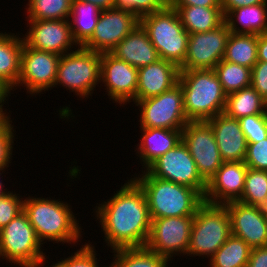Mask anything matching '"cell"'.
I'll return each mask as SVG.
<instances>
[{
  "label": "cell",
  "instance_id": "cell-1",
  "mask_svg": "<svg viewBox=\"0 0 267 267\" xmlns=\"http://www.w3.org/2000/svg\"><path fill=\"white\" fill-rule=\"evenodd\" d=\"M110 199L95 207L105 243L112 250L145 247L151 229L146 197L132 179L124 183Z\"/></svg>",
  "mask_w": 267,
  "mask_h": 267
},
{
  "label": "cell",
  "instance_id": "cell-2",
  "mask_svg": "<svg viewBox=\"0 0 267 267\" xmlns=\"http://www.w3.org/2000/svg\"><path fill=\"white\" fill-rule=\"evenodd\" d=\"M58 200L29 196L24 199L23 211L42 244L47 240L53 244H78L82 238L79 220L68 203Z\"/></svg>",
  "mask_w": 267,
  "mask_h": 267
},
{
  "label": "cell",
  "instance_id": "cell-3",
  "mask_svg": "<svg viewBox=\"0 0 267 267\" xmlns=\"http://www.w3.org/2000/svg\"><path fill=\"white\" fill-rule=\"evenodd\" d=\"M132 178L143 190L151 219L194 216L204 203L195 189L152 176L146 170Z\"/></svg>",
  "mask_w": 267,
  "mask_h": 267
},
{
  "label": "cell",
  "instance_id": "cell-4",
  "mask_svg": "<svg viewBox=\"0 0 267 267\" xmlns=\"http://www.w3.org/2000/svg\"><path fill=\"white\" fill-rule=\"evenodd\" d=\"M178 83L188 122L208 121L224 112L227 95L213 69L180 70Z\"/></svg>",
  "mask_w": 267,
  "mask_h": 267
},
{
  "label": "cell",
  "instance_id": "cell-5",
  "mask_svg": "<svg viewBox=\"0 0 267 267\" xmlns=\"http://www.w3.org/2000/svg\"><path fill=\"white\" fill-rule=\"evenodd\" d=\"M139 24L147 32L160 59L180 68L187 54L189 33L184 29L177 11L167 4L162 10L144 16Z\"/></svg>",
  "mask_w": 267,
  "mask_h": 267
},
{
  "label": "cell",
  "instance_id": "cell-6",
  "mask_svg": "<svg viewBox=\"0 0 267 267\" xmlns=\"http://www.w3.org/2000/svg\"><path fill=\"white\" fill-rule=\"evenodd\" d=\"M231 235L227 207L204 202L194 215L186 256L211 258Z\"/></svg>",
  "mask_w": 267,
  "mask_h": 267
},
{
  "label": "cell",
  "instance_id": "cell-7",
  "mask_svg": "<svg viewBox=\"0 0 267 267\" xmlns=\"http://www.w3.org/2000/svg\"><path fill=\"white\" fill-rule=\"evenodd\" d=\"M74 49L61 55L54 87L60 84L59 86L62 85L69 92H74L79 98L88 99L96 85L101 83V53L82 46Z\"/></svg>",
  "mask_w": 267,
  "mask_h": 267
},
{
  "label": "cell",
  "instance_id": "cell-8",
  "mask_svg": "<svg viewBox=\"0 0 267 267\" xmlns=\"http://www.w3.org/2000/svg\"><path fill=\"white\" fill-rule=\"evenodd\" d=\"M43 244L24 211L0 230V260L26 267L45 255Z\"/></svg>",
  "mask_w": 267,
  "mask_h": 267
},
{
  "label": "cell",
  "instance_id": "cell-9",
  "mask_svg": "<svg viewBox=\"0 0 267 267\" xmlns=\"http://www.w3.org/2000/svg\"><path fill=\"white\" fill-rule=\"evenodd\" d=\"M134 104L140 111L139 128L183 130L188 123L184 110L183 90L179 83L160 95L135 100Z\"/></svg>",
  "mask_w": 267,
  "mask_h": 267
},
{
  "label": "cell",
  "instance_id": "cell-10",
  "mask_svg": "<svg viewBox=\"0 0 267 267\" xmlns=\"http://www.w3.org/2000/svg\"><path fill=\"white\" fill-rule=\"evenodd\" d=\"M194 216L151 219L146 248L172 263L173 255H186Z\"/></svg>",
  "mask_w": 267,
  "mask_h": 267
},
{
  "label": "cell",
  "instance_id": "cell-11",
  "mask_svg": "<svg viewBox=\"0 0 267 267\" xmlns=\"http://www.w3.org/2000/svg\"><path fill=\"white\" fill-rule=\"evenodd\" d=\"M146 171L154 177L191 187L203 197L206 192L207 182L198 173L196 163L182 140Z\"/></svg>",
  "mask_w": 267,
  "mask_h": 267
},
{
  "label": "cell",
  "instance_id": "cell-12",
  "mask_svg": "<svg viewBox=\"0 0 267 267\" xmlns=\"http://www.w3.org/2000/svg\"><path fill=\"white\" fill-rule=\"evenodd\" d=\"M61 55L40 51L29 47L25 42L21 53L20 76L13 89L23 86L32 96L55 86L58 63Z\"/></svg>",
  "mask_w": 267,
  "mask_h": 267
},
{
  "label": "cell",
  "instance_id": "cell-13",
  "mask_svg": "<svg viewBox=\"0 0 267 267\" xmlns=\"http://www.w3.org/2000/svg\"><path fill=\"white\" fill-rule=\"evenodd\" d=\"M182 141L194 159L198 173L207 182L223 163L213 128L207 121L188 122L182 130Z\"/></svg>",
  "mask_w": 267,
  "mask_h": 267
},
{
  "label": "cell",
  "instance_id": "cell-14",
  "mask_svg": "<svg viewBox=\"0 0 267 267\" xmlns=\"http://www.w3.org/2000/svg\"><path fill=\"white\" fill-rule=\"evenodd\" d=\"M230 33L223 22L214 30L189 34L187 54L180 70L214 69L224 57Z\"/></svg>",
  "mask_w": 267,
  "mask_h": 267
},
{
  "label": "cell",
  "instance_id": "cell-15",
  "mask_svg": "<svg viewBox=\"0 0 267 267\" xmlns=\"http://www.w3.org/2000/svg\"><path fill=\"white\" fill-rule=\"evenodd\" d=\"M138 24L139 19L125 10H103L93 34L82 47L98 53H110Z\"/></svg>",
  "mask_w": 267,
  "mask_h": 267
},
{
  "label": "cell",
  "instance_id": "cell-16",
  "mask_svg": "<svg viewBox=\"0 0 267 267\" xmlns=\"http://www.w3.org/2000/svg\"><path fill=\"white\" fill-rule=\"evenodd\" d=\"M138 69L111 53H101L100 82L109 99L122 106L136 100Z\"/></svg>",
  "mask_w": 267,
  "mask_h": 267
},
{
  "label": "cell",
  "instance_id": "cell-17",
  "mask_svg": "<svg viewBox=\"0 0 267 267\" xmlns=\"http://www.w3.org/2000/svg\"><path fill=\"white\" fill-rule=\"evenodd\" d=\"M27 21L29 29L23 39L29 47L59 55L73 51V45L78 47L72 37L69 19Z\"/></svg>",
  "mask_w": 267,
  "mask_h": 267
},
{
  "label": "cell",
  "instance_id": "cell-18",
  "mask_svg": "<svg viewBox=\"0 0 267 267\" xmlns=\"http://www.w3.org/2000/svg\"><path fill=\"white\" fill-rule=\"evenodd\" d=\"M247 169L244 161L223 162L207 181L204 202L225 205L238 201L244 190Z\"/></svg>",
  "mask_w": 267,
  "mask_h": 267
},
{
  "label": "cell",
  "instance_id": "cell-19",
  "mask_svg": "<svg viewBox=\"0 0 267 267\" xmlns=\"http://www.w3.org/2000/svg\"><path fill=\"white\" fill-rule=\"evenodd\" d=\"M230 216L232 235L251 248L267 246V219L261 207L233 201L225 204Z\"/></svg>",
  "mask_w": 267,
  "mask_h": 267
},
{
  "label": "cell",
  "instance_id": "cell-20",
  "mask_svg": "<svg viewBox=\"0 0 267 267\" xmlns=\"http://www.w3.org/2000/svg\"><path fill=\"white\" fill-rule=\"evenodd\" d=\"M213 128L214 137L223 162L244 161L247 141L239 120L224 112L207 121Z\"/></svg>",
  "mask_w": 267,
  "mask_h": 267
},
{
  "label": "cell",
  "instance_id": "cell-21",
  "mask_svg": "<svg viewBox=\"0 0 267 267\" xmlns=\"http://www.w3.org/2000/svg\"><path fill=\"white\" fill-rule=\"evenodd\" d=\"M180 68L172 62L159 59L138 69L136 100L160 95L179 81Z\"/></svg>",
  "mask_w": 267,
  "mask_h": 267
},
{
  "label": "cell",
  "instance_id": "cell-22",
  "mask_svg": "<svg viewBox=\"0 0 267 267\" xmlns=\"http://www.w3.org/2000/svg\"><path fill=\"white\" fill-rule=\"evenodd\" d=\"M110 53L137 69L155 63L160 59L147 32L140 24L125 36Z\"/></svg>",
  "mask_w": 267,
  "mask_h": 267
},
{
  "label": "cell",
  "instance_id": "cell-23",
  "mask_svg": "<svg viewBox=\"0 0 267 267\" xmlns=\"http://www.w3.org/2000/svg\"><path fill=\"white\" fill-rule=\"evenodd\" d=\"M141 140L136 154L146 170L155 160L174 148L182 140V130L140 128ZM139 146V147H138Z\"/></svg>",
  "mask_w": 267,
  "mask_h": 267
},
{
  "label": "cell",
  "instance_id": "cell-24",
  "mask_svg": "<svg viewBox=\"0 0 267 267\" xmlns=\"http://www.w3.org/2000/svg\"><path fill=\"white\" fill-rule=\"evenodd\" d=\"M224 22L232 33L267 34V3L231 10L224 16Z\"/></svg>",
  "mask_w": 267,
  "mask_h": 267
},
{
  "label": "cell",
  "instance_id": "cell-25",
  "mask_svg": "<svg viewBox=\"0 0 267 267\" xmlns=\"http://www.w3.org/2000/svg\"><path fill=\"white\" fill-rule=\"evenodd\" d=\"M24 39L14 33H0V80L11 91L17 85L20 76L21 53Z\"/></svg>",
  "mask_w": 267,
  "mask_h": 267
},
{
  "label": "cell",
  "instance_id": "cell-26",
  "mask_svg": "<svg viewBox=\"0 0 267 267\" xmlns=\"http://www.w3.org/2000/svg\"><path fill=\"white\" fill-rule=\"evenodd\" d=\"M171 7L177 11L184 29L189 34L214 30L224 22L221 7Z\"/></svg>",
  "mask_w": 267,
  "mask_h": 267
},
{
  "label": "cell",
  "instance_id": "cell-27",
  "mask_svg": "<svg viewBox=\"0 0 267 267\" xmlns=\"http://www.w3.org/2000/svg\"><path fill=\"white\" fill-rule=\"evenodd\" d=\"M101 11L92 3L72 0L69 22L78 46H82L93 34Z\"/></svg>",
  "mask_w": 267,
  "mask_h": 267
},
{
  "label": "cell",
  "instance_id": "cell-28",
  "mask_svg": "<svg viewBox=\"0 0 267 267\" xmlns=\"http://www.w3.org/2000/svg\"><path fill=\"white\" fill-rule=\"evenodd\" d=\"M224 113L232 118L267 114V101L252 87H245L226 96Z\"/></svg>",
  "mask_w": 267,
  "mask_h": 267
},
{
  "label": "cell",
  "instance_id": "cell-29",
  "mask_svg": "<svg viewBox=\"0 0 267 267\" xmlns=\"http://www.w3.org/2000/svg\"><path fill=\"white\" fill-rule=\"evenodd\" d=\"M258 35L230 33L223 60L253 68L257 58Z\"/></svg>",
  "mask_w": 267,
  "mask_h": 267
},
{
  "label": "cell",
  "instance_id": "cell-30",
  "mask_svg": "<svg viewBox=\"0 0 267 267\" xmlns=\"http://www.w3.org/2000/svg\"><path fill=\"white\" fill-rule=\"evenodd\" d=\"M252 248L240 238L231 235L209 258L210 267H247Z\"/></svg>",
  "mask_w": 267,
  "mask_h": 267
},
{
  "label": "cell",
  "instance_id": "cell-31",
  "mask_svg": "<svg viewBox=\"0 0 267 267\" xmlns=\"http://www.w3.org/2000/svg\"><path fill=\"white\" fill-rule=\"evenodd\" d=\"M112 253L114 259L109 267H166L169 264L167 259L146 247L116 249Z\"/></svg>",
  "mask_w": 267,
  "mask_h": 267
},
{
  "label": "cell",
  "instance_id": "cell-32",
  "mask_svg": "<svg viewBox=\"0 0 267 267\" xmlns=\"http://www.w3.org/2000/svg\"><path fill=\"white\" fill-rule=\"evenodd\" d=\"M213 70L226 95L251 86V68L222 59Z\"/></svg>",
  "mask_w": 267,
  "mask_h": 267
},
{
  "label": "cell",
  "instance_id": "cell-33",
  "mask_svg": "<svg viewBox=\"0 0 267 267\" xmlns=\"http://www.w3.org/2000/svg\"><path fill=\"white\" fill-rule=\"evenodd\" d=\"M28 20L69 19L72 0H28Z\"/></svg>",
  "mask_w": 267,
  "mask_h": 267
},
{
  "label": "cell",
  "instance_id": "cell-34",
  "mask_svg": "<svg viewBox=\"0 0 267 267\" xmlns=\"http://www.w3.org/2000/svg\"><path fill=\"white\" fill-rule=\"evenodd\" d=\"M239 202L262 207L267 201V171L247 169L244 190Z\"/></svg>",
  "mask_w": 267,
  "mask_h": 267
},
{
  "label": "cell",
  "instance_id": "cell-35",
  "mask_svg": "<svg viewBox=\"0 0 267 267\" xmlns=\"http://www.w3.org/2000/svg\"><path fill=\"white\" fill-rule=\"evenodd\" d=\"M168 0H114V8L132 13L139 20L162 10Z\"/></svg>",
  "mask_w": 267,
  "mask_h": 267
},
{
  "label": "cell",
  "instance_id": "cell-36",
  "mask_svg": "<svg viewBox=\"0 0 267 267\" xmlns=\"http://www.w3.org/2000/svg\"><path fill=\"white\" fill-rule=\"evenodd\" d=\"M238 120L247 143H256L267 137V114L244 116Z\"/></svg>",
  "mask_w": 267,
  "mask_h": 267
},
{
  "label": "cell",
  "instance_id": "cell-37",
  "mask_svg": "<svg viewBox=\"0 0 267 267\" xmlns=\"http://www.w3.org/2000/svg\"><path fill=\"white\" fill-rule=\"evenodd\" d=\"M12 123L9 116L0 121V169H7L13 157L12 152L16 133Z\"/></svg>",
  "mask_w": 267,
  "mask_h": 267
},
{
  "label": "cell",
  "instance_id": "cell-38",
  "mask_svg": "<svg viewBox=\"0 0 267 267\" xmlns=\"http://www.w3.org/2000/svg\"><path fill=\"white\" fill-rule=\"evenodd\" d=\"M13 191L0 196V230L23 211V198Z\"/></svg>",
  "mask_w": 267,
  "mask_h": 267
},
{
  "label": "cell",
  "instance_id": "cell-39",
  "mask_svg": "<svg viewBox=\"0 0 267 267\" xmlns=\"http://www.w3.org/2000/svg\"><path fill=\"white\" fill-rule=\"evenodd\" d=\"M90 243V241L88 243L85 242L79 250L74 252V255L71 254V256L64 258V260L60 258V262L64 267H99L95 247Z\"/></svg>",
  "mask_w": 267,
  "mask_h": 267
},
{
  "label": "cell",
  "instance_id": "cell-40",
  "mask_svg": "<svg viewBox=\"0 0 267 267\" xmlns=\"http://www.w3.org/2000/svg\"><path fill=\"white\" fill-rule=\"evenodd\" d=\"M244 163L250 169L267 171V137L256 143H247Z\"/></svg>",
  "mask_w": 267,
  "mask_h": 267
},
{
  "label": "cell",
  "instance_id": "cell-41",
  "mask_svg": "<svg viewBox=\"0 0 267 267\" xmlns=\"http://www.w3.org/2000/svg\"><path fill=\"white\" fill-rule=\"evenodd\" d=\"M251 86L267 101V62L258 61L251 69Z\"/></svg>",
  "mask_w": 267,
  "mask_h": 267
},
{
  "label": "cell",
  "instance_id": "cell-42",
  "mask_svg": "<svg viewBox=\"0 0 267 267\" xmlns=\"http://www.w3.org/2000/svg\"><path fill=\"white\" fill-rule=\"evenodd\" d=\"M247 267H267V246L252 248Z\"/></svg>",
  "mask_w": 267,
  "mask_h": 267
},
{
  "label": "cell",
  "instance_id": "cell-43",
  "mask_svg": "<svg viewBox=\"0 0 267 267\" xmlns=\"http://www.w3.org/2000/svg\"><path fill=\"white\" fill-rule=\"evenodd\" d=\"M261 3H267V0H221V9L225 16L231 10Z\"/></svg>",
  "mask_w": 267,
  "mask_h": 267
},
{
  "label": "cell",
  "instance_id": "cell-44",
  "mask_svg": "<svg viewBox=\"0 0 267 267\" xmlns=\"http://www.w3.org/2000/svg\"><path fill=\"white\" fill-rule=\"evenodd\" d=\"M170 6L221 7V0H168Z\"/></svg>",
  "mask_w": 267,
  "mask_h": 267
},
{
  "label": "cell",
  "instance_id": "cell-45",
  "mask_svg": "<svg viewBox=\"0 0 267 267\" xmlns=\"http://www.w3.org/2000/svg\"><path fill=\"white\" fill-rule=\"evenodd\" d=\"M257 58L267 62V34L258 35Z\"/></svg>",
  "mask_w": 267,
  "mask_h": 267
},
{
  "label": "cell",
  "instance_id": "cell-46",
  "mask_svg": "<svg viewBox=\"0 0 267 267\" xmlns=\"http://www.w3.org/2000/svg\"><path fill=\"white\" fill-rule=\"evenodd\" d=\"M10 94H11V89L4 82L0 80V114L3 117L11 116L9 112L7 113V111L3 109L4 104H6L5 102L9 99L8 97L11 96Z\"/></svg>",
  "mask_w": 267,
  "mask_h": 267
},
{
  "label": "cell",
  "instance_id": "cell-47",
  "mask_svg": "<svg viewBox=\"0 0 267 267\" xmlns=\"http://www.w3.org/2000/svg\"><path fill=\"white\" fill-rule=\"evenodd\" d=\"M77 1L92 3L102 11L114 8V0H77Z\"/></svg>",
  "mask_w": 267,
  "mask_h": 267
},
{
  "label": "cell",
  "instance_id": "cell-48",
  "mask_svg": "<svg viewBox=\"0 0 267 267\" xmlns=\"http://www.w3.org/2000/svg\"><path fill=\"white\" fill-rule=\"evenodd\" d=\"M46 255L42 256L41 258L37 259L35 262H33L32 264H29L27 265L26 267H42L43 264H46L45 260H46ZM47 267V266H46ZM48 267H64V265L60 262V261H57V263L51 265V266H48Z\"/></svg>",
  "mask_w": 267,
  "mask_h": 267
},
{
  "label": "cell",
  "instance_id": "cell-49",
  "mask_svg": "<svg viewBox=\"0 0 267 267\" xmlns=\"http://www.w3.org/2000/svg\"><path fill=\"white\" fill-rule=\"evenodd\" d=\"M4 171H5V169H0V176ZM3 187H4V185H3L2 181H0V196H3V195H5L6 193L9 192V191H7L8 190L7 188L4 189Z\"/></svg>",
  "mask_w": 267,
  "mask_h": 267
},
{
  "label": "cell",
  "instance_id": "cell-50",
  "mask_svg": "<svg viewBox=\"0 0 267 267\" xmlns=\"http://www.w3.org/2000/svg\"><path fill=\"white\" fill-rule=\"evenodd\" d=\"M263 210L264 215L266 216L267 219V201L265 202V204L261 207Z\"/></svg>",
  "mask_w": 267,
  "mask_h": 267
},
{
  "label": "cell",
  "instance_id": "cell-51",
  "mask_svg": "<svg viewBox=\"0 0 267 267\" xmlns=\"http://www.w3.org/2000/svg\"><path fill=\"white\" fill-rule=\"evenodd\" d=\"M4 117L0 114V121L3 119Z\"/></svg>",
  "mask_w": 267,
  "mask_h": 267
}]
</instances>
